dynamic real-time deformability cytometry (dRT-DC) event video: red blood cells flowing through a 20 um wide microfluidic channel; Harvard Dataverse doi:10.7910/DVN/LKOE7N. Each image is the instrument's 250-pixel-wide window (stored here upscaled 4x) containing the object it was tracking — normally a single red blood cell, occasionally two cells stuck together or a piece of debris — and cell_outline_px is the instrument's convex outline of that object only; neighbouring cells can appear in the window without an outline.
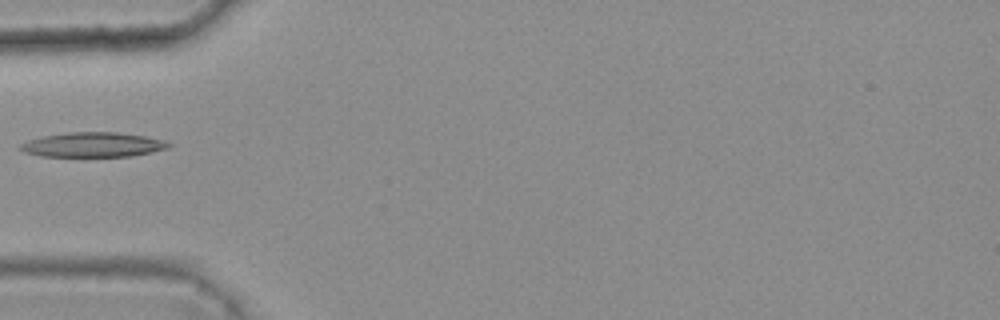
{"species": "common noctule bat (a hibernating species)", "species_latin": "Nyctalus noctula", "temperature_condition": "warm", "stored_images_in_passage": 5, "camera_frame_rate_fps": 3000, "um_per_image_px": 0.085, "animal": {"sex": "female", "body_mass_g": 25.1}, "frame": {"image": 1, "passage_image": 5, "time_ms": 1.333, "image_size_px": [1000, 320], "cell_outline_px": [[172, 144], [168, 148], [132, 156], [40, 156], [24, 152], [16, 148], [20, 144], [28, 140], [44, 136], [64, 132], [116, 132], [144, 136], [160, 140]], "centroid_in_image_um": [7.83, 12.3], "position_along_channel_um": 77.2, "area_um2": 21.21}}